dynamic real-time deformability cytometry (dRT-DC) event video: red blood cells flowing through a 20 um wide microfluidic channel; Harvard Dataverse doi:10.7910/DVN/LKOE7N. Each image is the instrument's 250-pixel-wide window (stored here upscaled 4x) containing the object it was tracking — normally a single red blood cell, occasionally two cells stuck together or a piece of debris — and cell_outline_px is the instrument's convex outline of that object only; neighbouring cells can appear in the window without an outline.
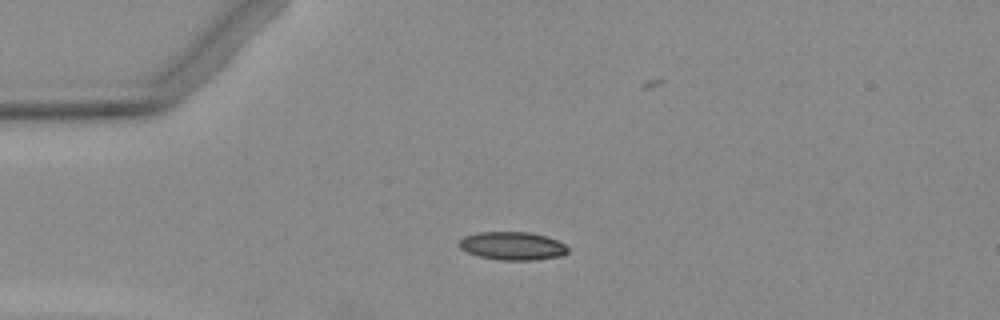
{"species": "Egyptian fruit bat (a non-hibernating species)", "species_latin": "Rousettus aegyptiacus", "temperature_condition": "warm", "stored_images_in_passage": 5, "camera_frame_rate_fps": 3000, "um_per_image_px": 0.085, "animal": {"sex": "female"}, "frame": {"image": 1, "passage_image": 1, "time_ms": 0.0, "image_size_px": [1000, 320], "cell_outline_px": [[568, 252], [560, 256], [536, 260], [500, 260], [480, 256], [468, 252], [460, 248], [456, 244], [464, 236], [476, 232], [528, 232], [544, 236], [556, 240], [564, 244], [568, 248]], "centroid_in_image_um": [43.53, 20.9], "position_along_channel_um": 41.5, "area_um2": 17.8}}
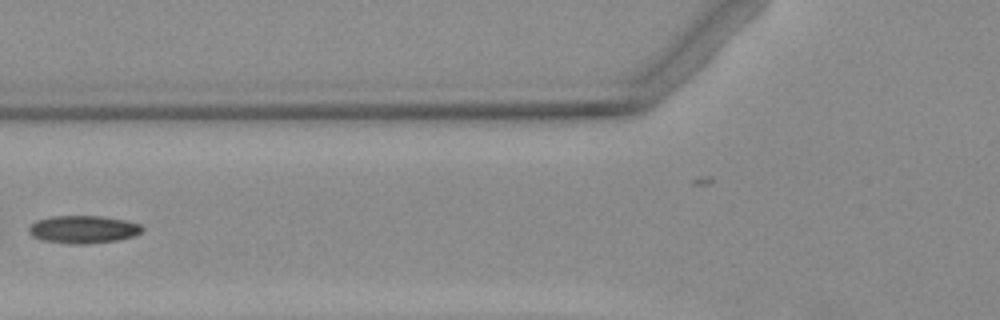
{"frame": {"image": 2, "passage_image": 3, "time_ms": 2.667, "image_size_px": [1000, 320], "cell_outline_px": [[144, 228], [140, 232], [132, 236], [116, 240], [84, 244], [72, 244], [44, 240], [32, 236], [28, 232], [28, 228], [36, 220], [52, 216], [104, 216], [124, 220], [140, 224]], "centroid_in_image_um": [7.05, 19.49], "position_along_channel_um": 118.7, "area_um2": 18.15}}
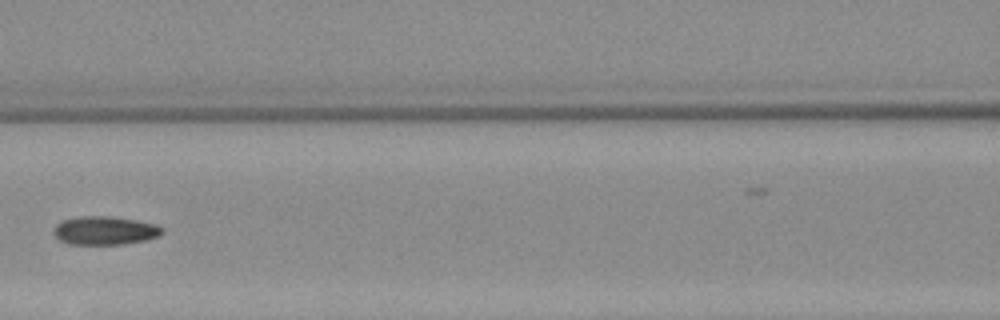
{"frame": {"image": 3, "passage_image": 4, "time_ms": 3.667, "image_size_px": [1000, 320], "cell_outline_px": [[164, 232], [148, 240], [120, 244], [68, 244], [60, 240], [52, 232], [52, 228], [56, 224], [64, 220], [80, 216], [108, 216], [136, 220], [156, 224], [164, 228]], "centroid_in_image_um": [8.9, 19.59], "position_along_channel_um": 157.7, "area_um2": 18.03}}